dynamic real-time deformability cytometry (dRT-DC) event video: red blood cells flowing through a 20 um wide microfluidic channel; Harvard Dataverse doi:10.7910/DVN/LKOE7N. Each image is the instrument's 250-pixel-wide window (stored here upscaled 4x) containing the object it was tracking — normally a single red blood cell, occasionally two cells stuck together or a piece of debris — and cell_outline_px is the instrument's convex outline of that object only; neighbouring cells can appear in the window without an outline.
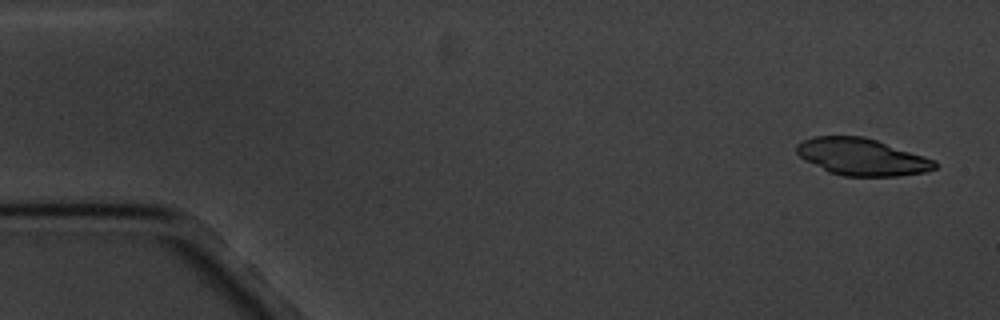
{"species": "common noctule bat (a hibernating species)", "species_latin": "Nyctalus noctula", "temperature_condition": "cold", "stored_images_in_passage": 6, "camera_frame_rate_fps": 3000, "um_per_image_px": 0.085, "animal": {"sex": "male", "body_mass_g": 20.1, "forearm_length_mm": 53.5}, "frame": {"image": 1, "passage_image": 1, "time_ms": 0.0, "image_size_px": [1000, 320], "cell_outline_px": [[936, 168], [924, 172], [896, 176], [844, 176], [828, 172], [804, 160], [796, 152], [796, 144], [812, 136], [864, 136], [936, 160]], "centroid_in_image_um": [73.22, 13.33], "position_along_channel_um": 11.8, "area_um2": 29.71}}